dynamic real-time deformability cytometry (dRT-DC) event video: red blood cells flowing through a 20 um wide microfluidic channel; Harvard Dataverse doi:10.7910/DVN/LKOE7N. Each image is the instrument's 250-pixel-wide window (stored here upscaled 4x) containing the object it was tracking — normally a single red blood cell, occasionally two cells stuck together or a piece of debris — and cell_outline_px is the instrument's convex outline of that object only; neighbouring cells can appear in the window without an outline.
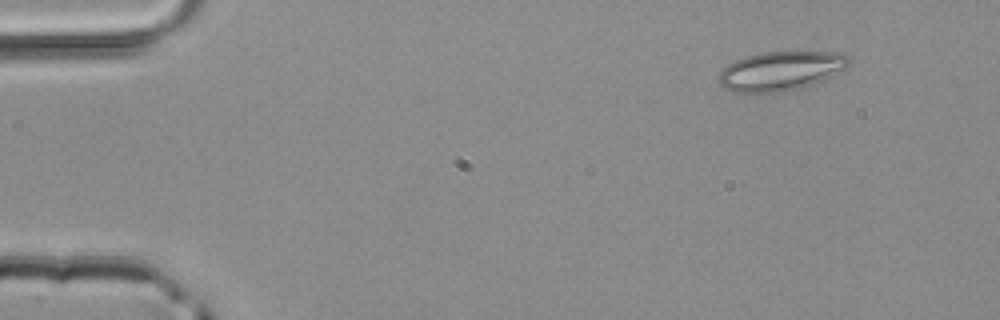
{"species": "common noctule bat (a hibernating species)", "species_latin": "Nyctalus noctula", "temperature_condition": "room temperature", "stored_images_in_passage": 43, "camera_frame_rate_fps": 3000, "um_per_image_px": 0.085, "animal": {"sex": "male", "body_mass_g": 20.4}, "frame": {"image": 1, "passage_image": 1, "time_ms": 0.0, "image_size_px": [1000, 320], "cell_outline_px": [[852, 60], [844, 68], [824, 80], [800, 88], [784, 92], [732, 92], [724, 88], [720, 84], [720, 68], [736, 60], [748, 56], [764, 52], [844, 52]], "centroid_in_image_um": [66.37, 6.03], "position_along_channel_um": 18.6, "area_um2": 29.65}}
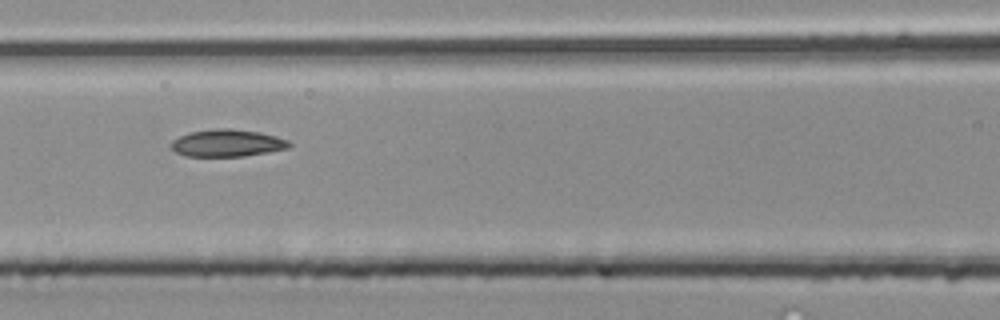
{"frame": {"image": 2, "passage_image": 17, "time_ms": 5.333, "image_size_px": [1000, 320], "cell_outline_px": [[292, 144], [288, 148], [268, 152], [244, 156], [184, 156], [176, 152], [168, 144], [172, 140], [188, 132], [216, 128], [228, 128], [260, 132], [276, 136], [288, 140]], "centroid_in_image_um": [19.29, 12.15], "position_along_channel_um": 147.3, "area_um2": 18.84}}
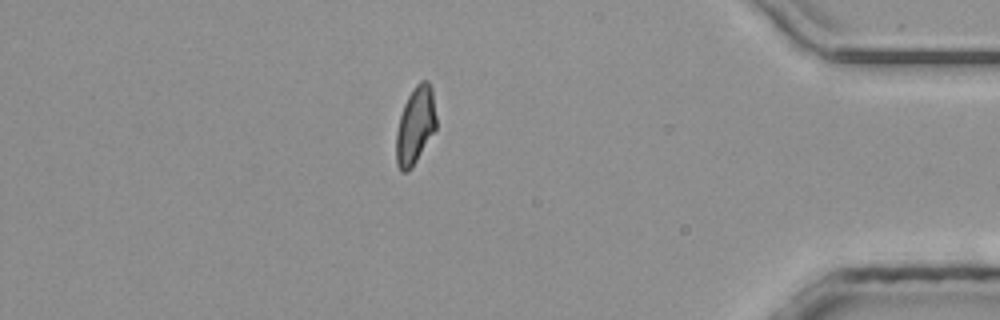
{"frame": {"image": 3, "passage_image": 37, "time_ms": 12.0, "image_size_px": [1000, 320], "cell_outline_px": [[436, 128], [412, 168], [408, 172], [400, 172], [396, 164], [396, 132], [400, 116], [404, 104], [408, 96], [416, 84], [420, 80], [428, 80], [432, 88], [436, 116]], "centroid_in_image_um": [35.29, 10.67], "position_along_channel_um": 399.9, "area_um2": 18.15}}